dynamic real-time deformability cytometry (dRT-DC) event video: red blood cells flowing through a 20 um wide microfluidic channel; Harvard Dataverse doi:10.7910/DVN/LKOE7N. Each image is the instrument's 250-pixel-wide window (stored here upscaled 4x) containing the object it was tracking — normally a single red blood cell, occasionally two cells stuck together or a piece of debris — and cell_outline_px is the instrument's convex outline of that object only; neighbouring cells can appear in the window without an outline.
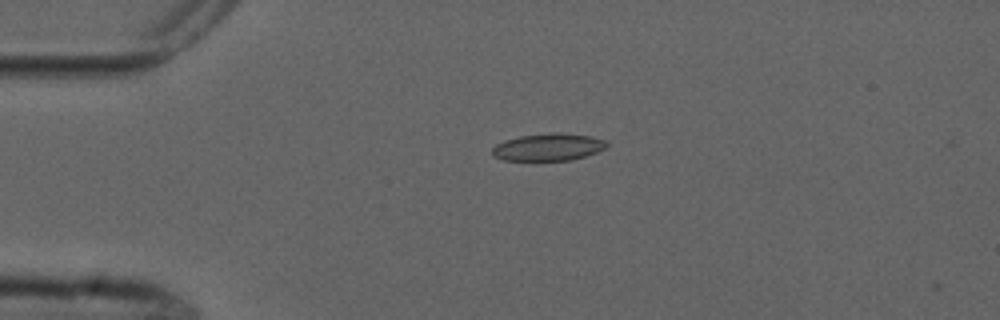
{"species": "common noctule bat (a hibernating species)", "species_latin": "Nyctalus noctula", "temperature_condition": "cold", "stored_images_in_passage": 4, "camera_frame_rate_fps": 3000, "um_per_image_px": 0.085, "animal": {"sex": "male", "forearm_length_mm": 52.5}, "frame": {"image": 1, "passage_image": 3, "time_ms": 3.667, "image_size_px": [1000, 320], "cell_outline_px": [[608, 144], [604, 148], [596, 152], [584, 156], [568, 160], [504, 160], [492, 156], [492, 148], [496, 144], [504, 140], [520, 136], [552, 132], [560, 132], [588, 136], [604, 140]], "centroid_in_image_um": [46.55, 12.49], "position_along_channel_um": 38.5, "area_um2": 18.03}}